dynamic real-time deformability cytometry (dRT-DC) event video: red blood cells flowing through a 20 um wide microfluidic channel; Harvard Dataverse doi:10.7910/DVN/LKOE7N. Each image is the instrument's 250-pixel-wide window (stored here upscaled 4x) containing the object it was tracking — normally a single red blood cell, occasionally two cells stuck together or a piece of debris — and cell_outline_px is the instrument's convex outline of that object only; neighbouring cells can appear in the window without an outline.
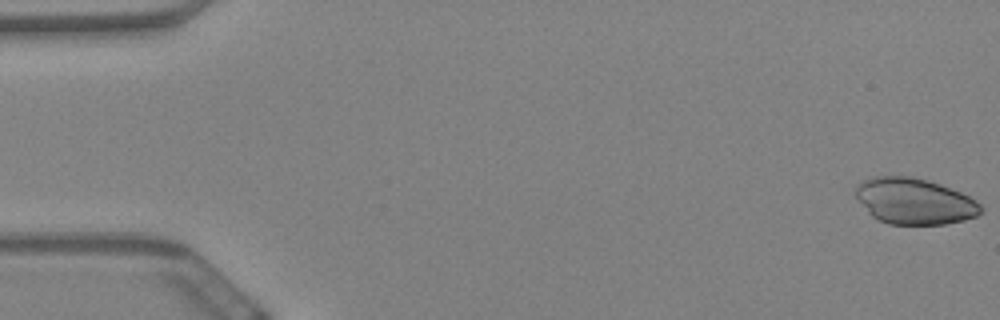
{"species": "Egyptian fruit bat (a non-hibernating species)", "species_latin": "Rousettus aegyptiacus", "temperature_condition": "warm", "stored_images_in_passage": 60, "camera_frame_rate_fps": 3000, "um_per_image_px": 0.085, "animal": {"sex": "female"}, "frame": {"image": 1, "passage_image": 1, "time_ms": 0.0, "image_size_px": [1000, 320], "cell_outline_px": [[984, 212], [976, 216], [964, 220], [944, 224], [888, 224], [872, 216], [868, 212], [856, 196], [856, 188], [864, 180], [876, 176], [912, 176], [940, 184], [960, 192], [976, 200], [984, 208]], "centroid_in_image_um": [77.77, 17.11], "position_along_channel_um": 7.2, "area_um2": 33.41}}
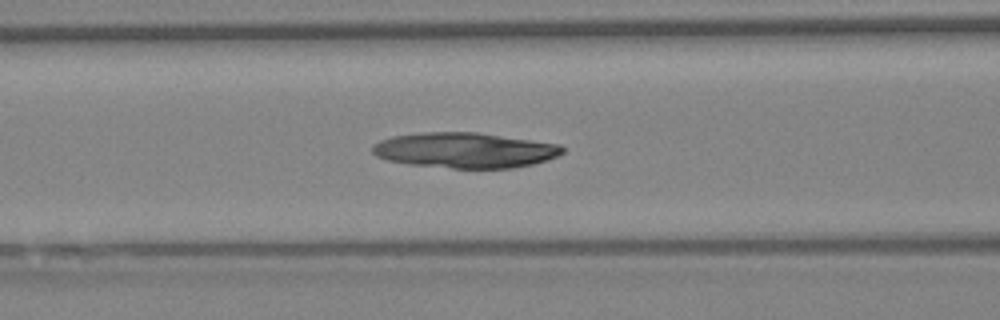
{"frame": {"image": 2, "passage_image": 25, "time_ms": 8.0, "image_size_px": [1000, 320], "cell_outline_px": [[564, 152], [548, 160], [532, 164], [512, 168], [452, 168], [408, 164], [388, 160], [376, 156], [372, 152], [372, 144], [380, 140], [392, 136], [424, 132], [476, 132], [560, 144], [564, 148]], "centroid_in_image_um": [39.49, 12.77], "position_along_channel_um": 127.1, "area_um2": 39.19}}
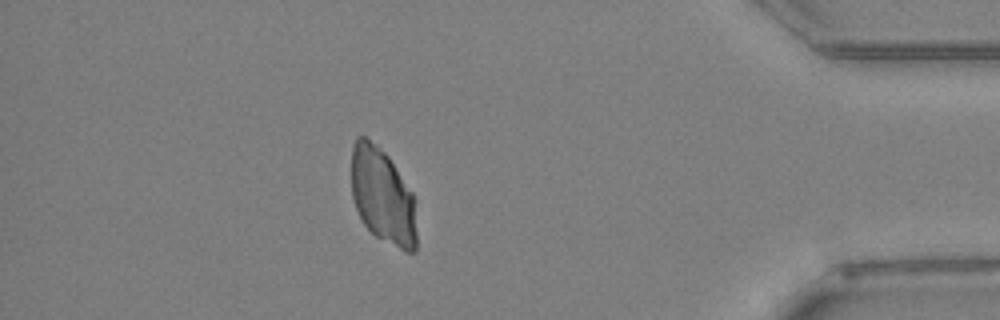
{"frame": {"image": 3, "passage_image": 53, "time_ms": 17.333, "image_size_px": [1000, 320], "cell_outline_px": [[416, 252], [404, 252], [376, 236], [364, 224], [356, 208], [352, 196], [352, 144], [356, 136], [364, 136], [384, 152], [388, 156], [412, 192], [416, 232]], "centroid_in_image_um": [32.51, 16.67], "position_along_channel_um": 402.7, "area_um2": 36.01}}